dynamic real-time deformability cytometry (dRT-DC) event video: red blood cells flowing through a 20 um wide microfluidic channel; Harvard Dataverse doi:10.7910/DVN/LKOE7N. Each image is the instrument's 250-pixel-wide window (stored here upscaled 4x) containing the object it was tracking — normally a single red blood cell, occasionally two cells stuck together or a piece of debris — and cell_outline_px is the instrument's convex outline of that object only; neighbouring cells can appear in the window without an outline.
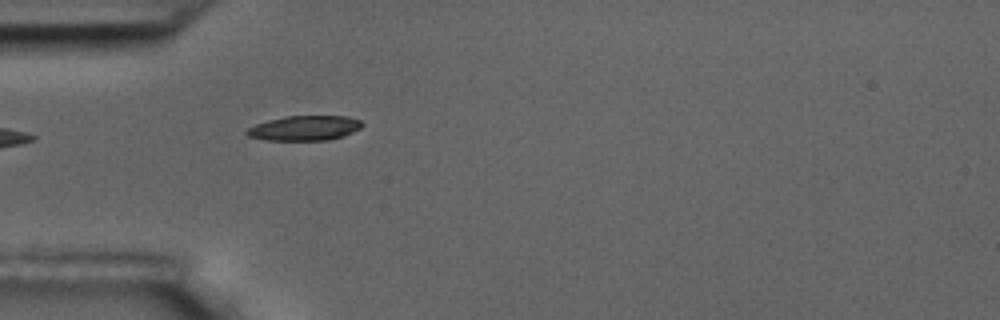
{"species": "common noctule bat (a hibernating species)", "species_latin": "Nyctalus noctula", "temperature_condition": "room temperature", "stored_images_in_passage": 5, "camera_frame_rate_fps": 3000, "um_per_image_px": 0.085, "animal": {"sex": "male", "body_mass_g": 17.5, "forearm_length_mm": 52.3}, "frame": {"image": 1, "passage_image": 5, "time_ms": 1.333, "image_size_px": [1000, 320], "cell_outline_px": [[364, 124], [360, 128], [344, 136], [328, 140], [268, 140], [248, 136], [244, 132], [248, 128], [256, 124], [268, 120], [284, 116], [348, 116], [360, 120]], "centroid_in_image_um": [25.9, 10.88], "position_along_channel_um": 59.1, "area_um2": 16.7}}